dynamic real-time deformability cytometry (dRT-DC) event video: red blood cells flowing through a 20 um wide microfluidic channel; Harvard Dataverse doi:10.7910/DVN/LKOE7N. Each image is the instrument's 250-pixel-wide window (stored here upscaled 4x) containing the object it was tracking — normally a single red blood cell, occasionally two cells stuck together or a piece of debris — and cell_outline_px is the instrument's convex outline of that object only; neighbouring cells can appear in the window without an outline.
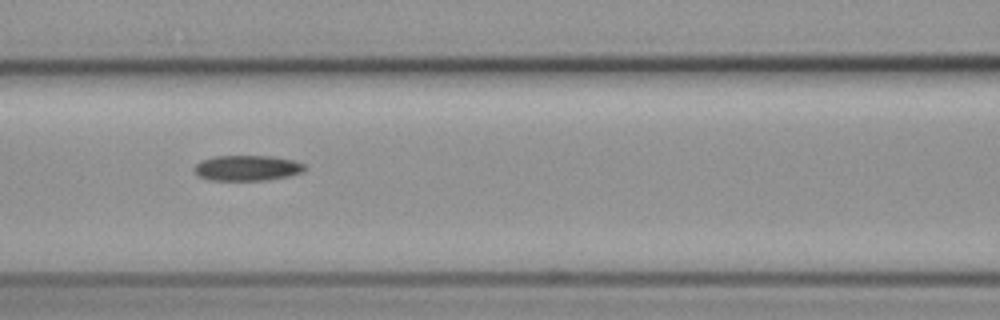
{"species": "common noctule bat (a hibernating species)", "species_latin": "Nyctalus noctula", "temperature_condition": "cold", "stored_images_in_passage": 11, "camera_frame_rate_fps": 3000, "um_per_image_px": 0.085, "animal": {"sex": "female", "body_mass_g": 19.3, "forearm_length_mm": 54.1}, "frame": {"image": 1, "passage_image": 4, "time_ms": 3.667, "image_size_px": [1000, 320], "cell_outline_px": [[308, 168], [304, 172], [288, 176], [268, 180], [212, 180], [200, 176], [196, 172], [196, 164], [200, 160], [216, 156], [272, 156], [296, 160], [304, 164]], "centroid_in_image_um": [21.1, 14.27], "position_along_channel_um": 145.5, "area_um2": 16.42}}
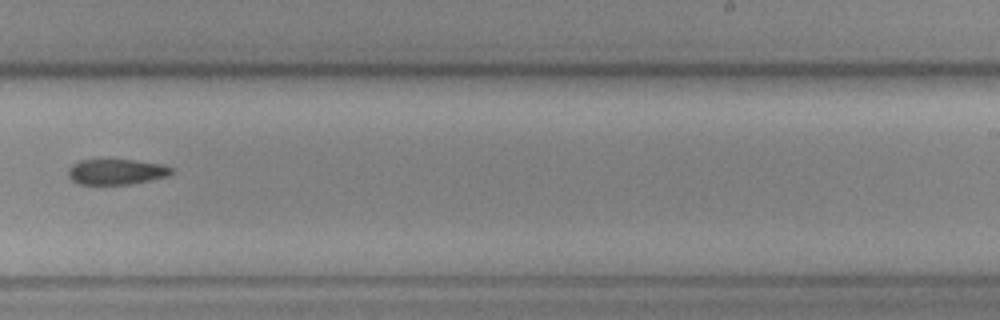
{"frame": {"image": 2, "passage_image": 7, "time_ms": 7.333, "image_size_px": [1000, 320], "cell_outline_px": [[172, 172], [168, 176], [152, 180], [128, 184], [76, 184], [68, 176], [68, 168], [72, 164], [80, 160], [136, 160], [164, 164], [172, 168]], "centroid_in_image_um": [9.89, 14.6], "position_along_channel_um": 279.1, "area_um2": 15.43}}
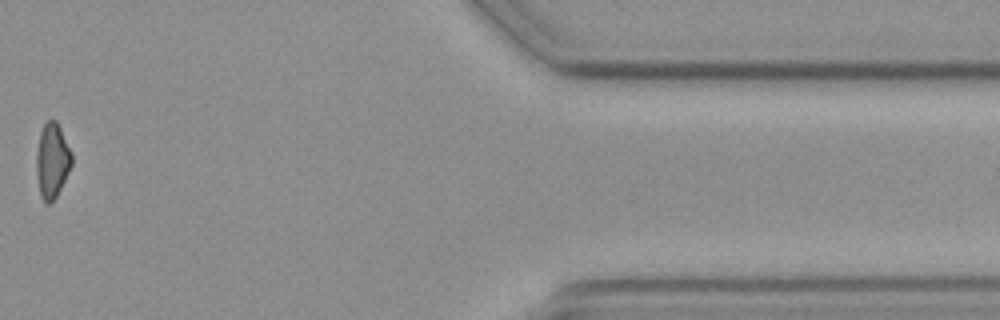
{"frame": {"image": 3, "passage_image": 10, "time_ms": 12.333, "image_size_px": [1000, 320], "cell_outline_px": [[72, 164], [56, 196], [48, 204], [44, 204], [40, 196], [36, 172], [36, 152], [40, 132], [44, 124], [48, 120], [56, 120], [72, 152]], "centroid_in_image_um": [4.42, 13.65], "position_along_channel_um": 407.0, "area_um2": 15.37}, "authors_computed_cell_mechanics": {"area_um2": 16.4152, "velocity_mm_per_s": 3.6528, "shape_relaxation_time_tau1_ms": 2.1228, "shape_relaxation_time_tau2_ms": null, "deformation_change_tau1": 0.0491, "deformation_change_tau2": null}}